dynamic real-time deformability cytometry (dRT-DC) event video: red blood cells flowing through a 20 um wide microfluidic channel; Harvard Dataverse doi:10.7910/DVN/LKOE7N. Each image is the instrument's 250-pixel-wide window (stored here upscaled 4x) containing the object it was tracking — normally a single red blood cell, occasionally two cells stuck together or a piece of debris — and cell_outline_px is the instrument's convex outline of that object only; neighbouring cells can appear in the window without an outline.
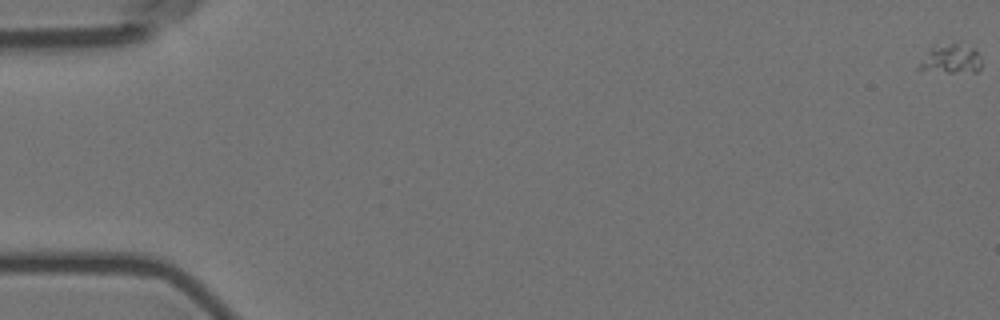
{"species": "Egyptian fruit bat (a non-hibernating species)", "species_latin": "Rousettus aegyptiacus", "temperature_condition": "room temperature", "stored_images_in_passage": 6, "segment_of_instrument_passage": [2, 2], "camera_frame_rate_fps": 3000, "um_per_image_px": 0.085, "animal": {"sex": "female"}, "frame": {"image": 1, "passage_image": 6, "time_ms": 6.0, "image_size_px": [1000, 320], "cell_outline_px": [[980, 68], [976, 72], [920, 72], [916, 68], [928, 48], [952, 44], [956, 44], [976, 48], [980, 56]], "centroid_in_image_um": [80.77, 5.06], "position_along_channel_um": 4.2, "area_um2": 10.75}}